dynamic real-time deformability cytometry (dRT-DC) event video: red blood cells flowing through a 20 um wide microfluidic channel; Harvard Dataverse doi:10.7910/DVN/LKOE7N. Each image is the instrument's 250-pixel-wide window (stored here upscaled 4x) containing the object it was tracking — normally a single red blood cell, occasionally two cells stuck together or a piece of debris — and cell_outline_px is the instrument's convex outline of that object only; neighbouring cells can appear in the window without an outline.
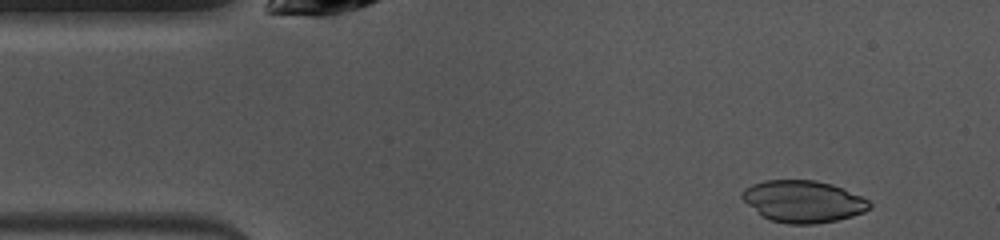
{"species": "common noctule bat (a hibernating species)", "species_latin": "Nyctalus noctula", "temperature_condition": "warm", "stored_images_in_passage": 47, "camera_frame_rate_fps": 3000, "um_per_image_px": 0.085, "animal": {"sex": "female", "body_mass_g": 10.0, "forearm_length_mm": 53.1}, "frame": {"image": 1, "passage_image": 3, "time_ms": 0.667, "image_size_px": [1000, 240], "cell_outline_px": [[872, 204], [864, 212], [852, 216], [836, 220], [816, 224], [788, 224], [772, 220], [764, 216], [748, 204], [740, 196], [740, 192], [744, 188], [752, 184], [764, 180], [816, 180], [832, 184], [860, 196], [868, 200]], "centroid_in_image_um": [68.25, 17.11], "position_along_channel_um": 16.7, "area_um2": 30.87}}